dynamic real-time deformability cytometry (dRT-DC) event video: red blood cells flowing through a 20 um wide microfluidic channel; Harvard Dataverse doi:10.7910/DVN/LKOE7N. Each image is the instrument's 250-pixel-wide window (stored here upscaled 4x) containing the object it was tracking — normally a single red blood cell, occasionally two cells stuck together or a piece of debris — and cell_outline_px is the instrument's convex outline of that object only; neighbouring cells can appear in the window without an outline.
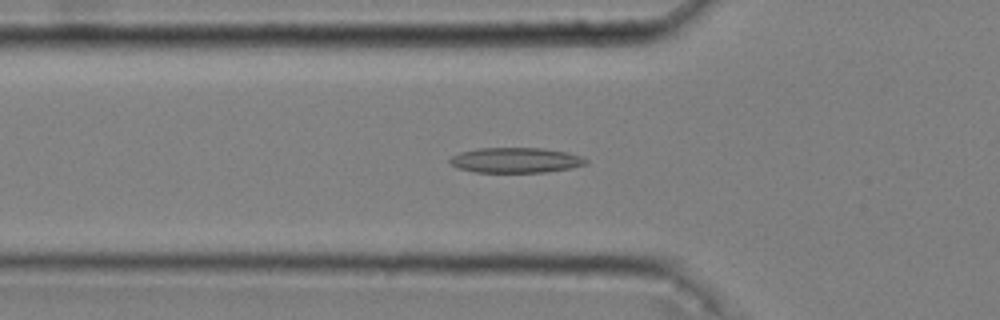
{"species": "common noctule bat (a hibernating species)", "species_latin": "Nyctalus noctula", "temperature_condition": "cold", "stored_images_in_passage": 51, "camera_frame_rate_fps": 3000, "um_per_image_px": 0.085, "animal": {"sex": "male", "body_mass_g": 20.4}, "frame": {"image": 1, "passage_image": 17, "time_ms": 5.333, "image_size_px": [1000, 320], "cell_outline_px": [[588, 164], [568, 168], [544, 172], [476, 172], [456, 168], [448, 160], [452, 156], [460, 152], [480, 148], [544, 148], [568, 152], [580, 156], [588, 160]], "centroid_in_image_um": [43.83, 13.61], "position_along_channel_um": 82.0, "area_um2": 19.94}}
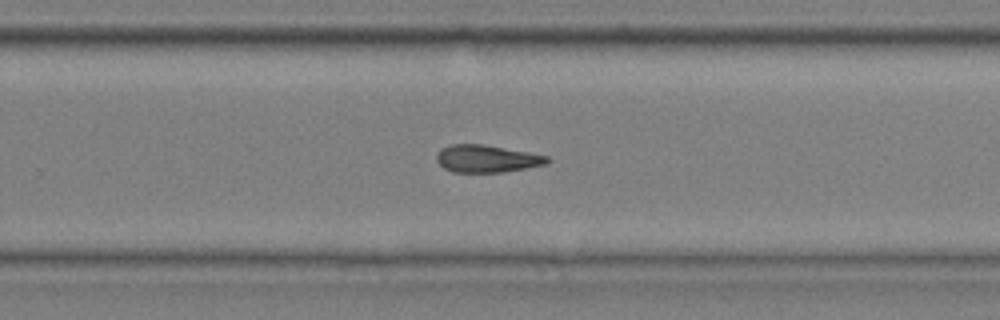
{"frame": {"image": 2, "passage_image": 34, "time_ms": 11.0, "image_size_px": [1000, 320], "cell_outline_px": [[552, 160], [548, 164], [504, 172], [452, 172], [444, 168], [436, 160], [436, 152], [440, 148], [448, 144], [484, 144], [528, 152], [548, 156]], "centroid_in_image_um": [41.37, 13.48], "position_along_channel_um": 288.4, "area_um2": 17.92}}
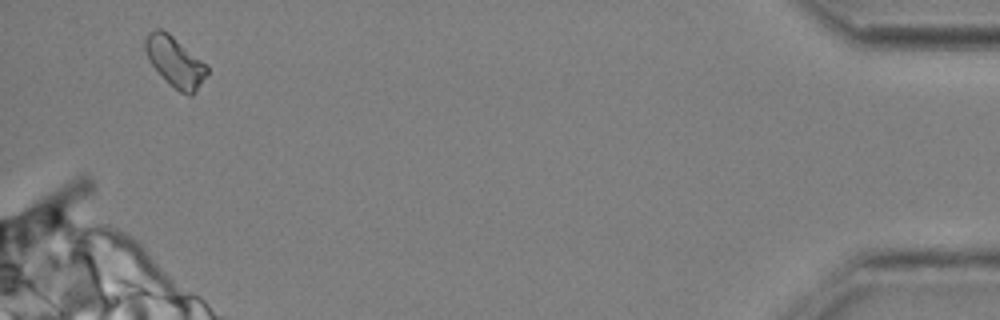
{"frame": {"image": 3, "passage_image": 50, "time_ms": 16.333, "image_size_px": [1000, 320], "cell_outline_px": [[208, 72], [196, 92], [192, 96], [188, 96], [180, 92], [148, 60], [144, 48], [144, 40], [148, 32], [156, 28], [160, 28], [168, 32], [208, 64]], "centroid_in_image_um": [14.9, 5.21], "position_along_channel_um": 420.3, "area_um2": 17.98}}